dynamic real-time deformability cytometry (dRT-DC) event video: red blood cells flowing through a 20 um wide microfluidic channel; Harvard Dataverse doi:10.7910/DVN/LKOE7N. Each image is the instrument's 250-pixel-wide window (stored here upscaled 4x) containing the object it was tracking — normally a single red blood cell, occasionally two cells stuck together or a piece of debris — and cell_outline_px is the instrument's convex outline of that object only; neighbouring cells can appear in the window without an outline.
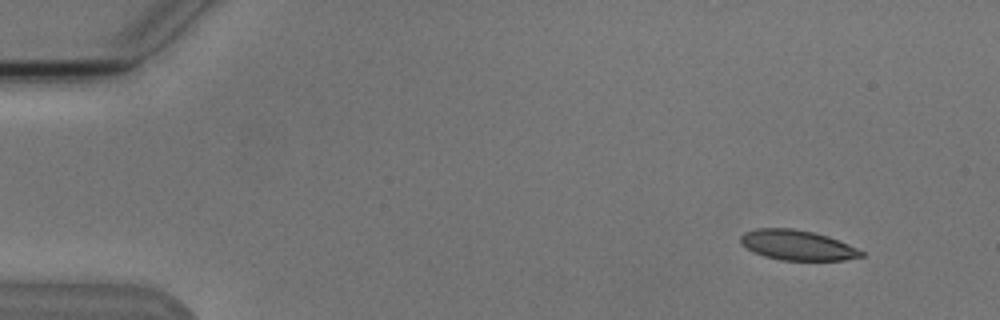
{"species": "Egyptian fruit bat (a non-hibernating species)", "species_latin": "Rousettus aegyptiacus", "temperature_condition": "cold", "stored_images_in_passage": 4, "camera_frame_rate_fps": 3000, "um_per_image_px": 0.085, "animal": {"sex": "male"}, "frame": {"image": 1, "passage_image": 1, "time_ms": 0.0, "image_size_px": [1000, 320], "cell_outline_px": [[864, 256], [844, 260], [780, 260], [764, 256], [752, 252], [740, 244], [740, 236], [744, 232], [756, 228], [792, 228], [812, 232], [828, 236], [848, 244], [864, 252]], "centroid_in_image_um": [67.73, 20.84], "position_along_channel_um": 17.3, "area_um2": 21.21}}
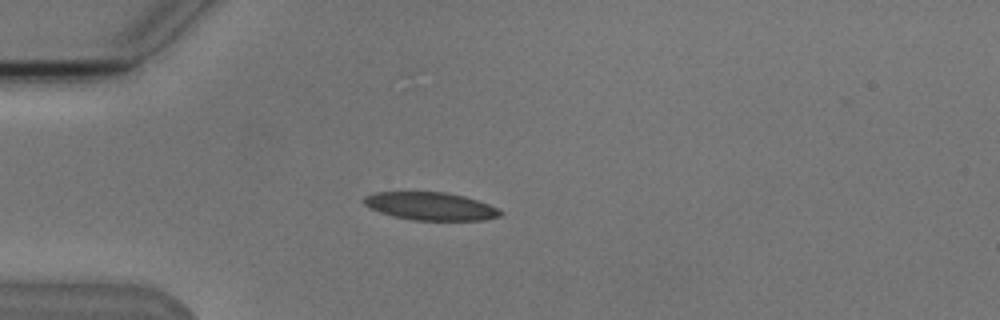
{"frame": {"image": 2, "passage_image": 4, "time_ms": 3.333, "image_size_px": [1000, 320], "cell_outline_px": [[504, 212], [500, 216], [484, 220], [412, 220], [392, 216], [368, 208], [364, 204], [364, 196], [372, 192], [448, 192], [464, 196], [500, 208]], "centroid_in_image_um": [36.59, 17.53], "position_along_channel_um": 48.4, "area_um2": 22.37}}